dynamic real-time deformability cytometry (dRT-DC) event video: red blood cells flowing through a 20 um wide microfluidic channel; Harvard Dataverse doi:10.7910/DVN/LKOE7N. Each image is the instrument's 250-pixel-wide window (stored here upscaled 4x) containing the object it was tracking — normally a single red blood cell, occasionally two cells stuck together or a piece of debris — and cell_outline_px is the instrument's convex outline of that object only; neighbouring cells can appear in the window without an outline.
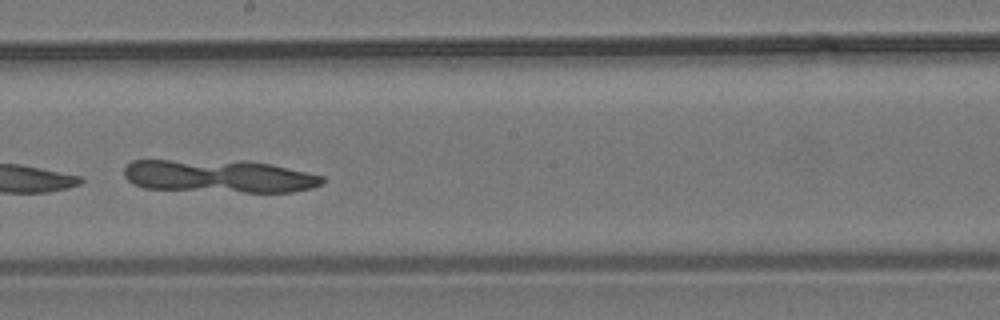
{"species": "common noctule bat (a hibernating species)", "species_latin": "Nyctalus noctula", "temperature_condition": "room temperature", "stored_images_in_passage": 12, "camera_frame_rate_fps": 3000, "um_per_image_px": 0.085, "animal": {"sex": "male", "body_mass_g": 19.2, "forearm_length_mm": 51.8}, "frame": {"image": 1, "passage_image": 7, "time_ms": 2.0, "image_size_px": [1000, 320], "cell_outline_px": [[324, 184], [312, 188], [292, 192], [244, 192], [144, 188], [132, 184], [124, 176], [124, 168], [132, 160], [248, 160], [268, 164], [324, 176]], "centroid_in_image_um": [18.6, 14.97], "position_along_channel_um": 229.6, "area_um2": 38.21}}